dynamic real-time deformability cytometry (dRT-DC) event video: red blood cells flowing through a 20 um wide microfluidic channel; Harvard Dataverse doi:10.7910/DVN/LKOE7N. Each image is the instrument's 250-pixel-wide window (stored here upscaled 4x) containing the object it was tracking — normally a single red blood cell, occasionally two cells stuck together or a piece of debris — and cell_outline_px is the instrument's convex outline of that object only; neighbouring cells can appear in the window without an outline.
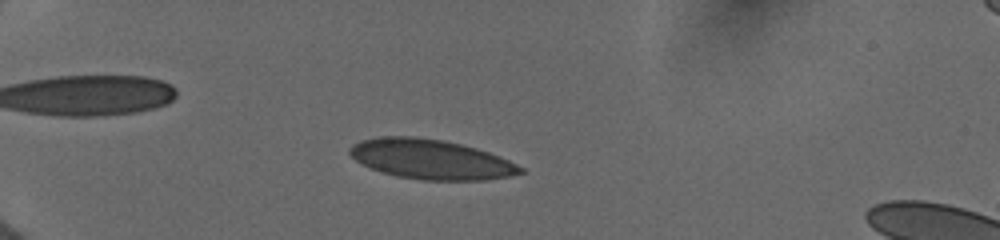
{"species": "human", "species_latin": "Homo sapiens", "temperature_condition": "cold", "stored_images_in_passage": 19, "camera_frame_rate_fps": 3000, "um_per_image_px": 0.085, "donor": {"sex": "female"}, "frame": {"image": 1, "passage_image": 12, "time_ms": 1.667, "image_size_px": [1000, 240], "cell_outline_px": [[528, 172], [508, 176], [484, 180], [424, 180], [396, 176], [372, 168], [356, 160], [348, 152], [348, 148], [352, 144], [360, 140], [380, 136], [416, 136], [444, 140], [476, 148], [500, 156], [524, 168]], "centroid_in_image_um": [36.63, 13.53], "position_along_channel_um": 48.4, "area_um2": 39.54}}